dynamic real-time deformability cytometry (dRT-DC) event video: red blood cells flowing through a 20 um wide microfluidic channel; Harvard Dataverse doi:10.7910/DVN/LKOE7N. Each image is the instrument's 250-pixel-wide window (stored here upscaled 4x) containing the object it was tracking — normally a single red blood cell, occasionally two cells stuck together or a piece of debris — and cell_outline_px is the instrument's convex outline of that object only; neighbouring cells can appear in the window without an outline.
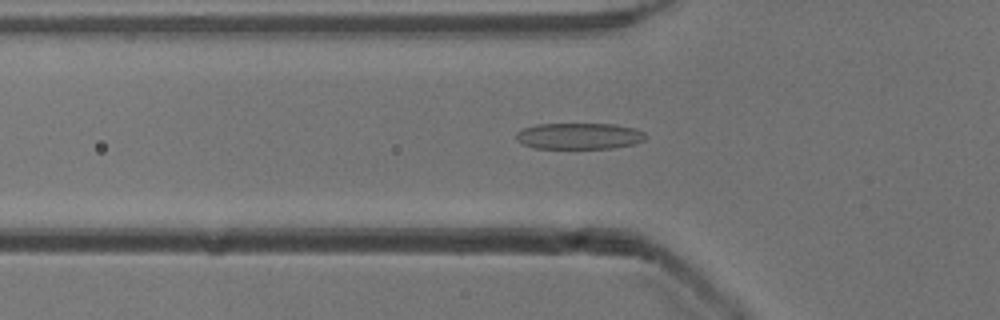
{"species": "common noctule bat (a hibernating species)", "species_latin": "Nyctalus noctula", "temperature_condition": "cold", "stored_images_in_passage": 46, "camera_frame_rate_fps": 3000, "um_per_image_px": 0.085, "animal": {"sex": "male", "body_mass_g": 13.3}, "frame": {"image": 1, "passage_image": 14, "time_ms": 4.333, "image_size_px": [1000, 320], "cell_outline_px": [[648, 136], [644, 140], [632, 144], [612, 148], [532, 148], [520, 144], [516, 140], [516, 132], [524, 128], [536, 124], [612, 124], [636, 128], [644, 132]], "centroid_in_image_um": [49.2, 11.56], "position_along_channel_um": 76.6, "area_um2": 19.94}}
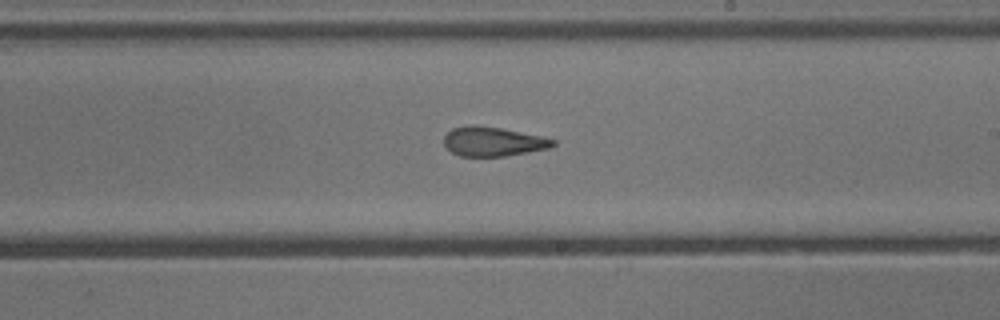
{"frame": {"image": 2, "passage_image": 27, "time_ms": 8.667, "image_size_px": [1000, 320], "cell_outline_px": [[556, 144], [548, 148], [528, 152], [504, 156], [460, 156], [452, 152], [444, 144], [444, 136], [452, 128], [472, 124], [500, 128], [544, 136], [556, 140]], "centroid_in_image_um": [41.92, 12.02], "position_along_channel_um": 247.1, "area_um2": 18.61}}
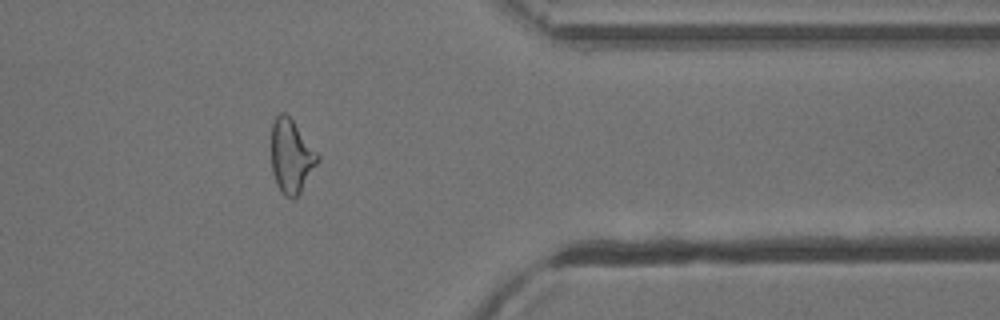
{"frame": {"image": 3, "passage_image": 39, "time_ms": 12.667, "image_size_px": [1000, 320], "cell_outline_px": [[320, 160], [300, 192], [292, 200], [284, 196], [276, 184], [272, 172], [272, 124], [276, 116], [280, 112], [284, 112], [292, 120], [320, 156]], "centroid_in_image_um": [24.76, 13.31], "position_along_channel_um": 386.6, "area_um2": 19.71}, "authors_computed_cell_mechanics": {"area_um2": 19.941, "velocity_mm_per_s": 3.9061, "shape_relaxation_time_tau1_ms": 3.7293, "shape_relaxation_time_tau2_ms": 1.5642, "deformation_change_tau1": 0.1362, "deformation_change_tau2": 0.1104}}